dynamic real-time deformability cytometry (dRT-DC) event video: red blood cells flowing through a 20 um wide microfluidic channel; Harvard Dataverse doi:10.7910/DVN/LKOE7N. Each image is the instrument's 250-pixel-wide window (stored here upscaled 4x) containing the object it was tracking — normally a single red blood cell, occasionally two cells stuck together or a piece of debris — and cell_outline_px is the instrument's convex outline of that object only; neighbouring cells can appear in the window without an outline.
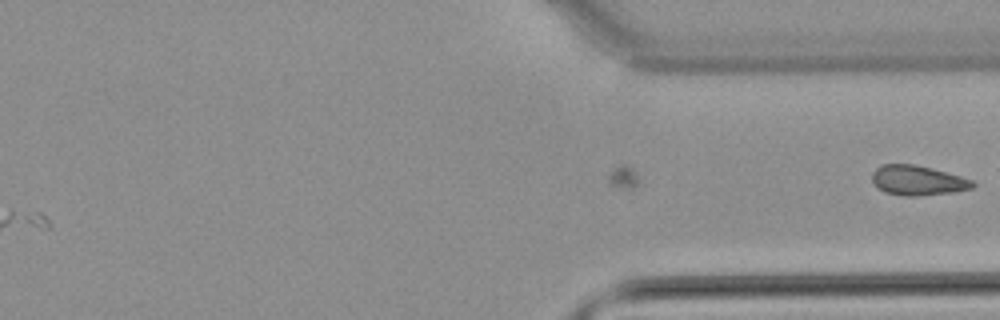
{"species": "common noctule bat (a hibernating species)", "species_latin": "Nyctalus noctula", "temperature_condition": "warm", "stored_images_in_passage": 23, "camera_frame_rate_fps": 3000, "um_per_image_px": 0.085, "animal": {"sex": "male", "body_mass_g": 21.5, "forearm_length_mm": 52.0}, "frame": {"image": 1, "passage_image": 23, "time_ms": 7.333, "image_size_px": [1000, 320], "cell_outline_px": [[976, 184], [972, 188], [952, 192], [912, 196], [904, 196], [884, 192], [872, 180], [872, 172], [880, 164], [916, 164], [932, 168], [960, 176], [972, 180]], "centroid_in_image_um": [77.99, 15.32], "position_along_channel_um": 333.4, "area_um2": 17.34}}